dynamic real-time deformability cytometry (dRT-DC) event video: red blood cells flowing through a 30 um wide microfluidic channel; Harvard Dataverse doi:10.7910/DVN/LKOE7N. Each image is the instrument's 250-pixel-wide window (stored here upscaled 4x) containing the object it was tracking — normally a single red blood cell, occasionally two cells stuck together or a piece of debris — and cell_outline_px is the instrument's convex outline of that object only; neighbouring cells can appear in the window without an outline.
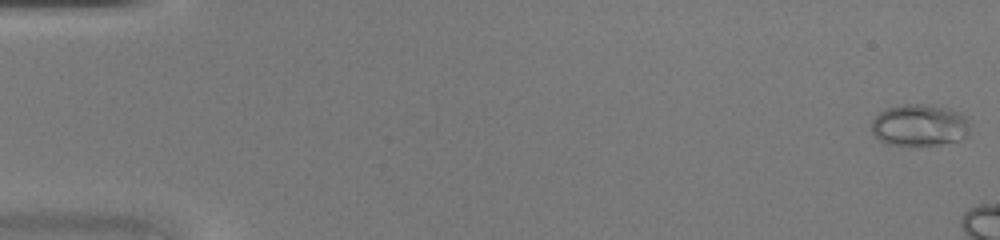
{"species": "common noctule bat (a hibernating species)", "species_latin": "Nyctalus noctula", "temperature_condition": "warm", "stored_images_in_passage": 7, "camera_frame_rate_fps": 3000, "um_per_image_px": 0.085, "animal": {"sex": "female", "body_mass_g": 20.0, "forearm_length_mm": 54.0}, "frame": {"image": 1, "passage_image": 1, "time_ms": 0.0, "image_size_px": [1000, 240], "cell_outline_px": [[972, 124], [968, 136], [960, 140], [936, 144], [888, 144], [880, 140], [872, 132], [872, 120], [880, 112], [888, 108], [904, 104], [920, 104], [952, 108], [964, 116]], "centroid_in_image_um": [78.21, 10.62], "position_along_channel_um": 6.8, "area_um2": 23.87}}